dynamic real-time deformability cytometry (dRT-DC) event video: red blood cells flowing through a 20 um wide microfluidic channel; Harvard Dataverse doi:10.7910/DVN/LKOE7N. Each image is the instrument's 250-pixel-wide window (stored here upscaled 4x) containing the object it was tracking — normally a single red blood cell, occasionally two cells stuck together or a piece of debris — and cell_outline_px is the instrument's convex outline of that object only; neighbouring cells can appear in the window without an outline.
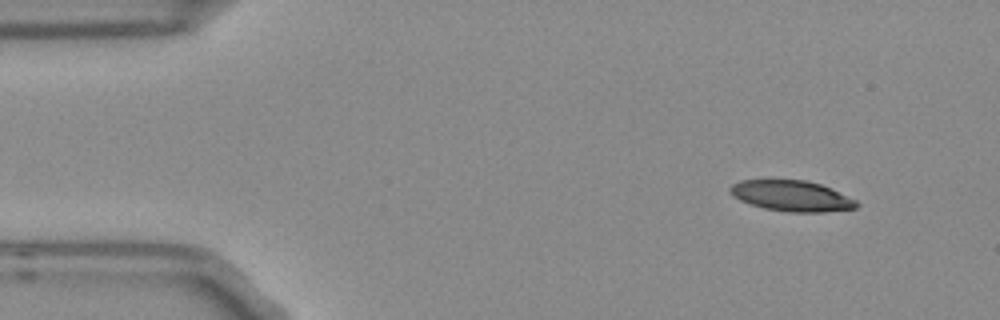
{"species": "Egyptian fruit bat (a non-hibernating species)", "species_latin": "Rousettus aegyptiacus", "temperature_condition": "room temperature", "stored_images_in_passage": 4, "camera_frame_rate_fps": 3000, "um_per_image_px": 0.085, "frame": {"image": 1, "passage_image": 1, "time_ms": 0.0, "image_size_px": [1000, 320], "cell_outline_px": [[860, 204], [856, 208], [824, 212], [788, 212], [764, 208], [740, 200], [732, 196], [728, 188], [732, 184], [740, 180], [804, 180], [820, 184], [856, 200]], "centroid_in_image_um": [67.27, 16.65], "position_along_channel_um": 17.7, "area_um2": 22.48}}
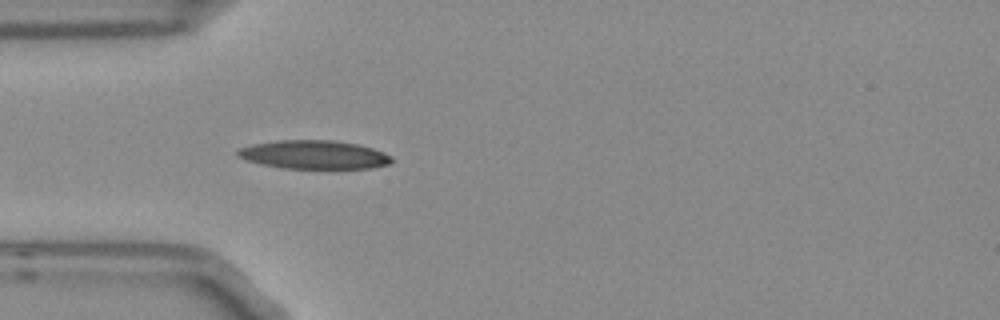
{"frame": {"image": 2, "passage_image": 4, "time_ms": 1.0, "image_size_px": [1000, 320], "cell_outline_px": [[392, 160], [388, 164], [372, 168], [284, 168], [264, 164], [248, 160], [236, 156], [236, 152], [240, 148], [252, 144], [280, 140], [332, 140], [356, 144], [372, 148], [384, 152], [392, 156]], "centroid_in_image_um": [26.7, 13.14], "position_along_channel_um": 58.3, "area_um2": 25.37}}